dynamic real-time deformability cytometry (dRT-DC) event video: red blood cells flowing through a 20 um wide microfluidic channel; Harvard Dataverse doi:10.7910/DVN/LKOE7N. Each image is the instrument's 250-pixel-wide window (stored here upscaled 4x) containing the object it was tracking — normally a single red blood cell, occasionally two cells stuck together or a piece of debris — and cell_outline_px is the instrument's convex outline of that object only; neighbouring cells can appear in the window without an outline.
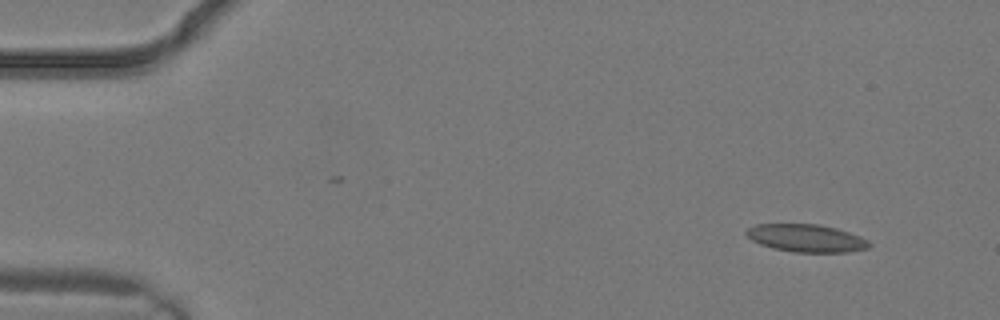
{"species": "common noctule bat (a hibernating species)", "species_latin": "Nyctalus noctula", "temperature_condition": "warm", "stored_images_in_passage": 2, "camera_frame_rate_fps": 3000, "um_per_image_px": 0.085, "animal": {"sex": "male", "body_mass_g": 19.2, "forearm_length_mm": 51.8}, "frame": {"image": 1, "passage_image": 1, "time_ms": 0.0, "image_size_px": [1000, 320], "cell_outline_px": [[872, 244], [868, 248], [848, 252], [796, 252], [772, 248], [760, 244], [752, 240], [744, 232], [748, 228], [756, 224], [816, 224], [836, 228], [860, 236], [868, 240]], "centroid_in_image_um": [68.54, 20.24], "position_along_channel_um": 16.5, "area_um2": 19.77}}